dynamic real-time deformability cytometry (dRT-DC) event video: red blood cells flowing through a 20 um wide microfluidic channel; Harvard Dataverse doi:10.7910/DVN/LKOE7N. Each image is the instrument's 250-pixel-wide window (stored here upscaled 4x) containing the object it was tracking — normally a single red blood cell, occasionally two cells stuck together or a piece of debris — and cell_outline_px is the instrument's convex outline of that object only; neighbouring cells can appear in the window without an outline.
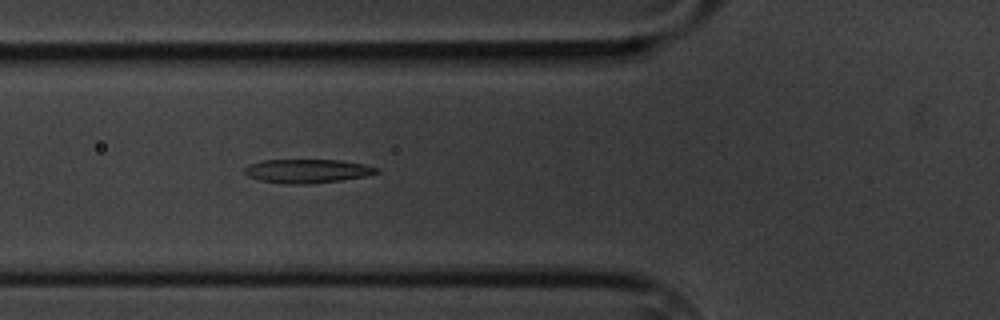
{"species": "common noctule bat (a hibernating species)", "species_latin": "Nyctalus noctula", "temperature_condition": "cold", "stored_images_in_passage": 2, "camera_frame_rate_fps": 3000, "um_per_image_px": 0.085, "animal": {"sex": "male", "body_mass_g": 20.1, "forearm_length_mm": 53.5}, "frame": {"image": 1, "passage_image": 2, "time_ms": 1.0, "image_size_px": [1000, 320], "cell_outline_px": [[380, 172], [364, 176], [340, 180], [312, 184], [284, 184], [260, 180], [248, 176], [244, 172], [244, 168], [248, 164], [260, 160], [340, 160], [364, 164], [380, 168]], "centroid_in_image_um": [26.1, 14.53], "position_along_channel_um": 99.7, "area_um2": 18.44}}